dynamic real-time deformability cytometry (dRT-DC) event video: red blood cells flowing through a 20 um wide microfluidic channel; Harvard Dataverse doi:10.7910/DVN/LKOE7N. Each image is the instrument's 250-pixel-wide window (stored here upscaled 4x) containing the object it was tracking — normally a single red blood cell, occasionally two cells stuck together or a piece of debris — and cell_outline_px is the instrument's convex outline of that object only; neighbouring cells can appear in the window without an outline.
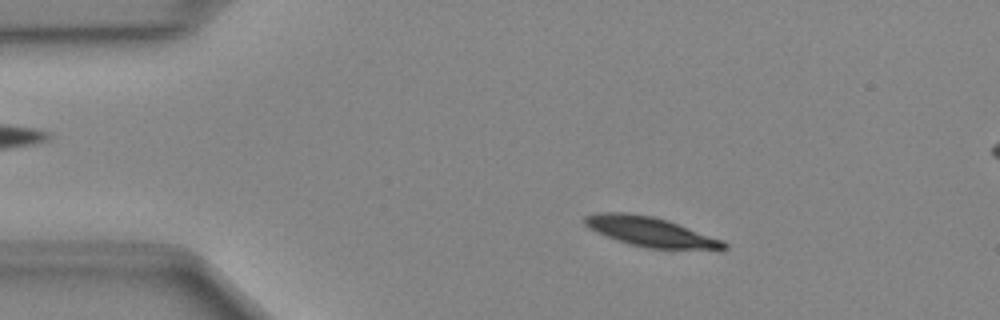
{"species": "Egyptian fruit bat (a non-hibernating species)", "species_latin": "Rousettus aegyptiacus", "temperature_condition": "cold", "stored_images_in_passage": 45, "segment_of_instrument_passage": [1, 2], "camera_frame_rate_fps": 3000, "um_per_image_px": 0.085, "animal": {"sex": "female"}, "frame": {"image": 1, "passage_image": 4, "time_ms": 1.0, "image_size_px": [1000, 320], "cell_outline_px": [[728, 248], [644, 248], [616, 240], [596, 232], [588, 228], [584, 224], [584, 216], [596, 212], [624, 212], [652, 216], [668, 220], [724, 240], [728, 244]], "centroid_in_image_um": [55.22, 19.67], "position_along_channel_um": 29.8, "area_um2": 23.81}}
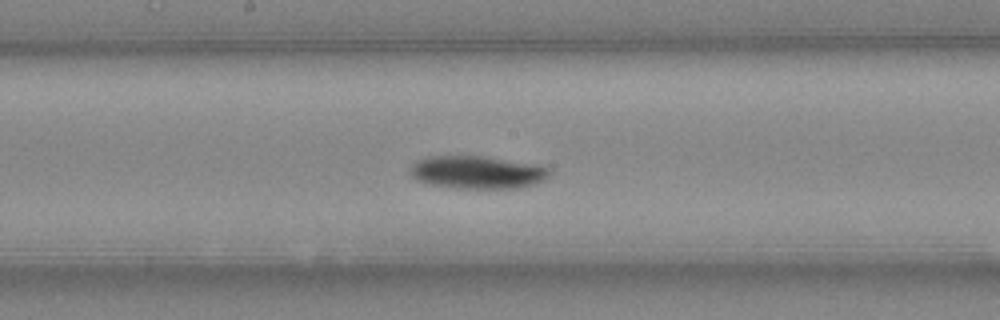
{"frame": {"image": 2, "passage_image": 21, "time_ms": 6.667, "image_size_px": [1000, 320], "cell_outline_px": [[552, 172], [544, 180], [520, 188], [456, 188], [428, 184], [416, 180], [412, 176], [408, 168], [416, 160], [428, 156], [484, 156], [532, 164], [548, 168]], "centroid_in_image_um": [40.5, 14.64], "position_along_channel_um": 207.7, "area_um2": 26.65}}
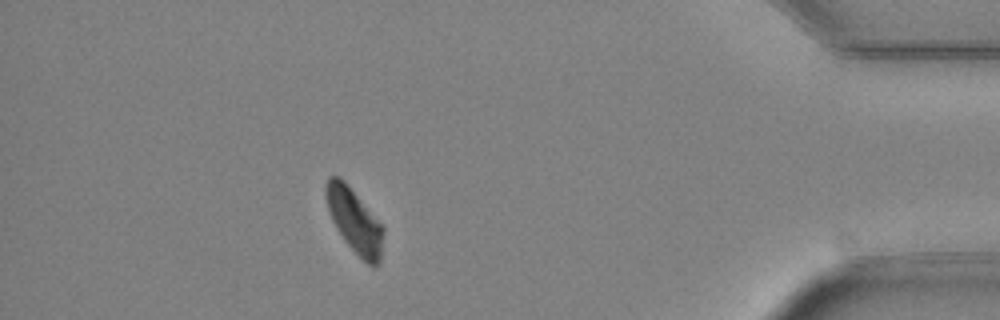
{"frame": {"image": 3, "passage_image": 39, "time_ms": 12.667, "image_size_px": [1000, 320], "cell_outline_px": [[384, 232], [380, 264], [368, 264], [344, 240], [336, 228], [332, 220], [324, 196], [324, 184], [328, 176], [340, 176], [344, 180], [384, 228]], "centroid_in_image_um": [30.09, 18.72], "position_along_channel_um": 405.1, "area_um2": 21.21}}